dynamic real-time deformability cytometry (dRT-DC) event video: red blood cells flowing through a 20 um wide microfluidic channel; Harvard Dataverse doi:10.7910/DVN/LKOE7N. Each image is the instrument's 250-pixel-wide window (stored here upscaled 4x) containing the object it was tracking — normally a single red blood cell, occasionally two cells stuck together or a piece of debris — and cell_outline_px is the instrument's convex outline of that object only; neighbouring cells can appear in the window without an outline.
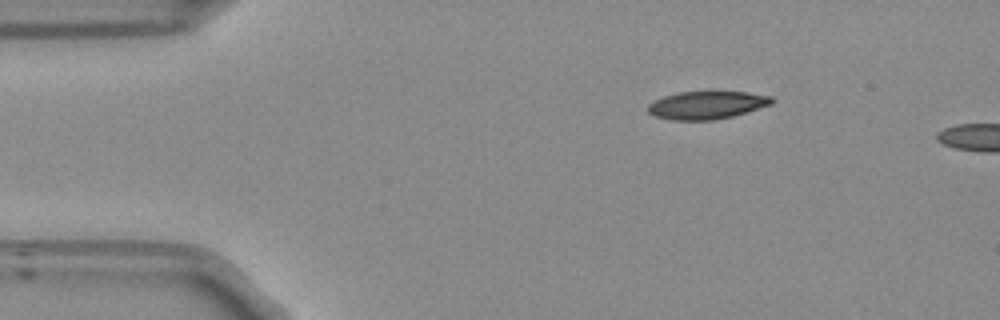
{"species": "Egyptian fruit bat (a non-hibernating species)", "species_latin": "Rousettus aegyptiacus", "temperature_condition": "room temperature", "stored_images_in_passage": 44, "camera_frame_rate_fps": 3000, "um_per_image_px": 0.085, "frame": {"image": 1, "passage_image": 1, "time_ms": 0.0, "image_size_px": [1000, 320], "cell_outline_px": [[776, 100], [772, 104], [732, 116], [712, 120], [672, 120], [656, 116], [648, 112], [648, 104], [664, 96], [680, 92], [744, 92], [772, 96]], "centroid_in_image_um": [60.1, 8.93], "position_along_channel_um": 24.9, "area_um2": 19.88}}
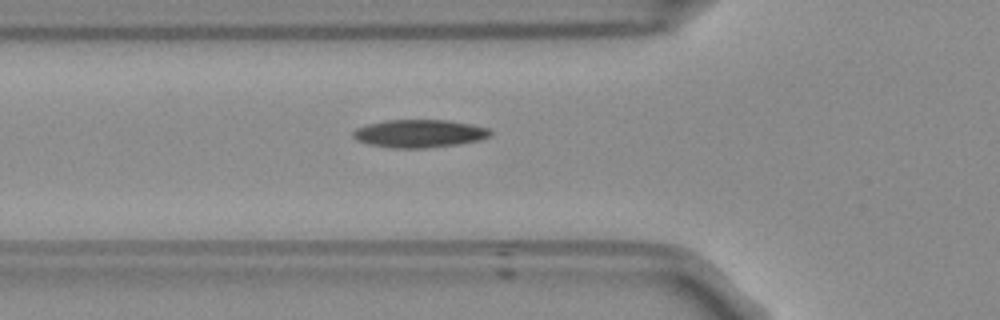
{"frame": {"image": 2, "passage_image": 11, "time_ms": 3.333, "image_size_px": [1000, 320], "cell_outline_px": [[492, 136], [476, 140], [456, 144], [424, 148], [392, 148], [368, 144], [356, 140], [352, 136], [352, 132], [356, 128], [368, 124], [388, 120], [448, 120], [472, 124], [488, 128], [492, 132]], "centroid_in_image_um": [35.62, 11.34], "position_along_channel_um": 90.2, "area_um2": 22.25}}
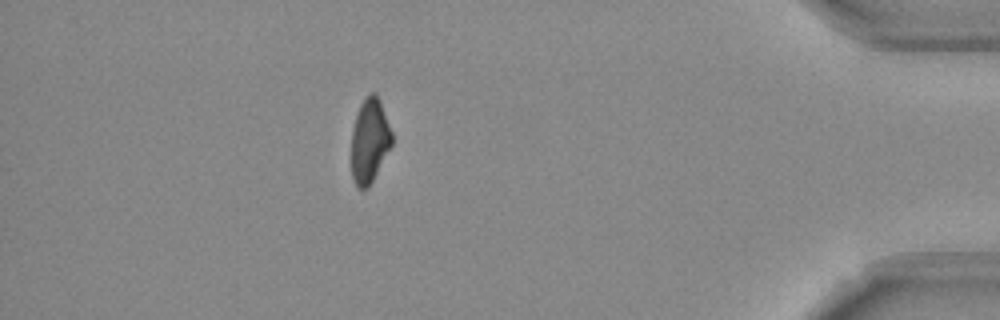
{"frame": {"image": 3, "passage_image": 40, "time_ms": 13.0, "image_size_px": [1000, 320], "cell_outline_px": [[392, 144], [368, 188], [360, 188], [356, 184], [352, 176], [352, 132], [356, 116], [360, 104], [368, 92], [376, 92], [380, 100], [392, 132]], "centroid_in_image_um": [31.42, 11.9], "position_along_channel_um": 403.8, "area_um2": 19.65}, "authors_computed_cell_mechanics": {"area_um2": 21.4727, "velocity_mm_per_s": 3.7546, "shape_relaxation_time_tau1_ms": 8.9899, "shape_relaxation_time_tau2_ms": null, "deformation_change_tau1": 0.2079, "deformation_change_tau2": null}}